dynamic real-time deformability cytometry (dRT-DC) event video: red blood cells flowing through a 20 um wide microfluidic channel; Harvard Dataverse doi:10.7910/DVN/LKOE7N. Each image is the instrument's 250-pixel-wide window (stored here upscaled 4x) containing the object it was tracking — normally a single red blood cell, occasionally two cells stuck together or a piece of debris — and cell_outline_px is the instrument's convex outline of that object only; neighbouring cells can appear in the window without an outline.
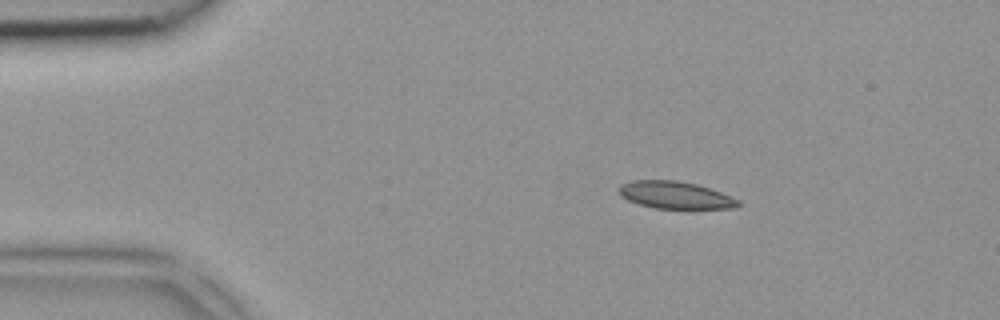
{"species": "common noctule bat (a hibernating species)", "species_latin": "Nyctalus noctula", "temperature_condition": "room temperature", "stored_images_in_passage": 3, "camera_frame_rate_fps": 3000, "um_per_image_px": 0.085, "animal": {"sex": "female", "body_mass_g": 18.4}, "frame": {"image": 1, "passage_image": 1, "time_ms": 0.0, "image_size_px": [1000, 320], "cell_outline_px": [[740, 204], [736, 208], [656, 208], [640, 204], [628, 200], [620, 196], [616, 188], [620, 184], [632, 180], [676, 180], [696, 184], [720, 192], [740, 200]], "centroid_in_image_um": [57.34, 16.57], "position_along_channel_um": 27.7, "area_um2": 18.9}}